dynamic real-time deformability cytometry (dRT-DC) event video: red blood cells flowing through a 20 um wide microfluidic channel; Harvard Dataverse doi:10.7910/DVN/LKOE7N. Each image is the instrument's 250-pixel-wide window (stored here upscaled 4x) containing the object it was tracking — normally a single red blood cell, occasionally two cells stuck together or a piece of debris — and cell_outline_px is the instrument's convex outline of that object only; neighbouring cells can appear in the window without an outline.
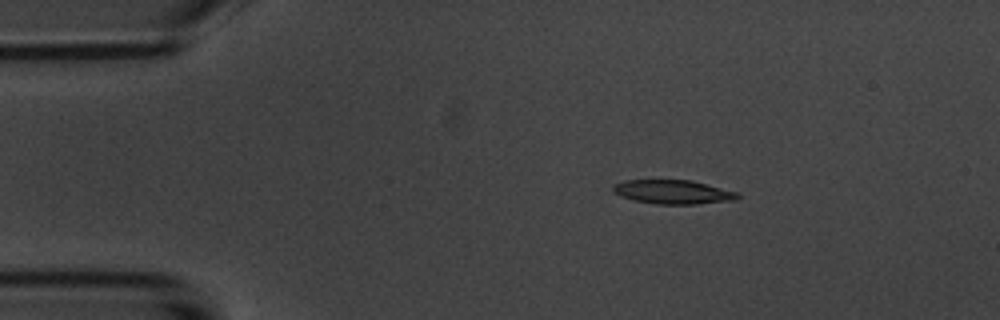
{"species": "common noctule bat (a hibernating species)", "species_latin": "Nyctalus noctula", "temperature_condition": "room temperature", "stored_images_in_passage": 13, "camera_frame_rate_fps": 3000, "um_per_image_px": 0.085, "animal": {"sex": "male", "body_mass_g": 20.1, "forearm_length_mm": 53.5}, "frame": {"image": 1, "passage_image": 1, "time_ms": 0.0, "image_size_px": [1000, 320], "cell_outline_px": [[740, 196], [736, 200], [696, 204], [656, 204], [632, 200], [620, 196], [612, 192], [612, 184], [624, 180], [692, 180], [740, 192]], "centroid_in_image_um": [57.2, 16.31], "position_along_channel_um": 27.8, "area_um2": 17.74}}
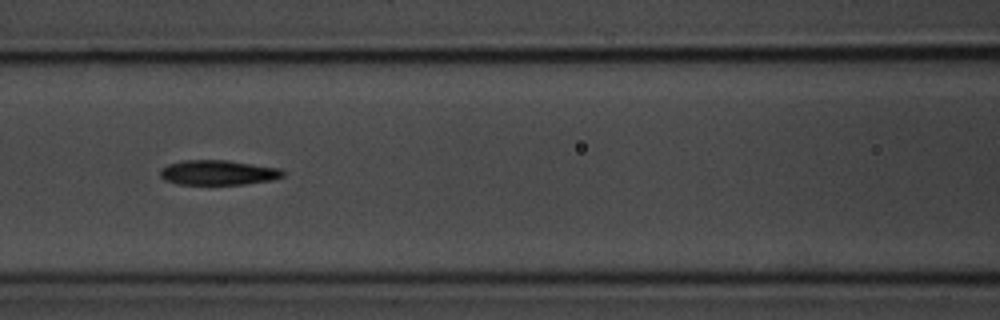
{"frame": {"image": 2, "passage_image": 5, "time_ms": 4.667, "image_size_px": [1000, 320], "cell_outline_px": [[284, 176], [272, 180], [244, 184], [176, 184], [164, 180], [160, 176], [160, 168], [168, 164], [184, 160], [228, 160], [280, 168], [284, 172]], "centroid_in_image_um": [18.52, 14.66], "position_along_channel_um": 148.1, "area_um2": 17.86}}
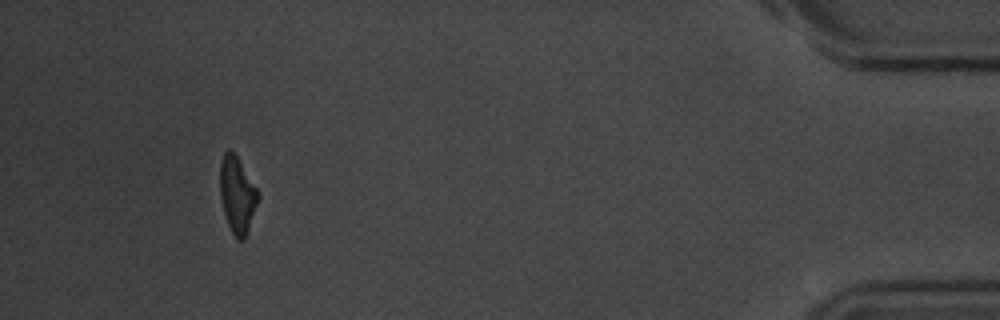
{"frame": {"image": 3, "passage_image": 12, "time_ms": 13.667, "image_size_px": [1000, 320], "cell_outline_px": [[260, 196], [244, 240], [236, 240], [228, 224], [224, 212], [220, 196], [220, 160], [224, 152], [228, 148], [236, 156], [256, 188]], "centroid_in_image_um": [20.15, 16.57], "position_along_channel_um": 415.1, "area_um2": 16.65}, "authors_computed_cell_mechanics": {"area_um2": 17.8602, "velocity_mm_per_s": 3.7222, "shape_relaxation_time_tau1_ms": 3.2097, "shape_relaxation_time_tau2_ms": 6.8754, "deformation_change_tau1": 0.1131, "deformation_change_tau2": 0.1504}}